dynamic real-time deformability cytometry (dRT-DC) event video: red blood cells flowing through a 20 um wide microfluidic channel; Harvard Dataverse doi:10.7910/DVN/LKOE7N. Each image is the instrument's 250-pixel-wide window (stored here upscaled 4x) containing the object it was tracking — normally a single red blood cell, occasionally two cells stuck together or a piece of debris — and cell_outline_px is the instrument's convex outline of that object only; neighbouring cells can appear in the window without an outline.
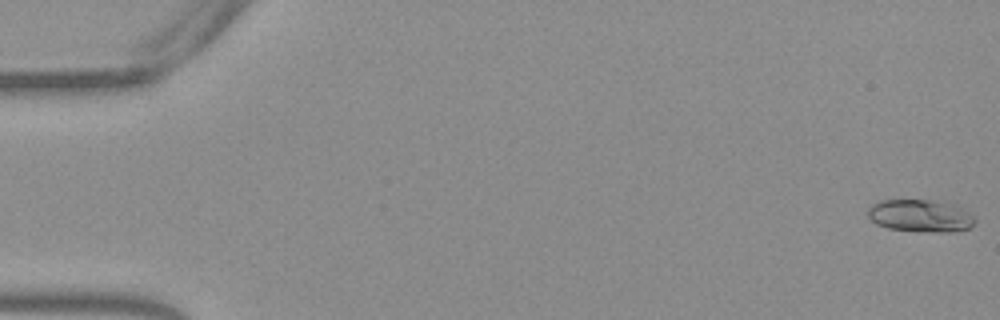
{"species": "Egyptian fruit bat (a non-hibernating species)", "species_latin": "Rousettus aegyptiacus", "temperature_condition": "warm", "stored_images_in_passage": 54, "camera_frame_rate_fps": 3000, "um_per_image_px": 0.085, "frame": {"image": 1, "passage_image": 1, "time_ms": 0.0, "image_size_px": [1000, 320], "cell_outline_px": [[976, 220], [968, 228], [956, 232], [932, 232], [888, 228], [876, 224], [868, 216], [868, 208], [872, 204], [880, 200], [944, 200], [956, 204], [976, 216]], "centroid_in_image_um": [78.29, 18.32], "position_along_channel_um": 6.7, "area_um2": 20.58}}
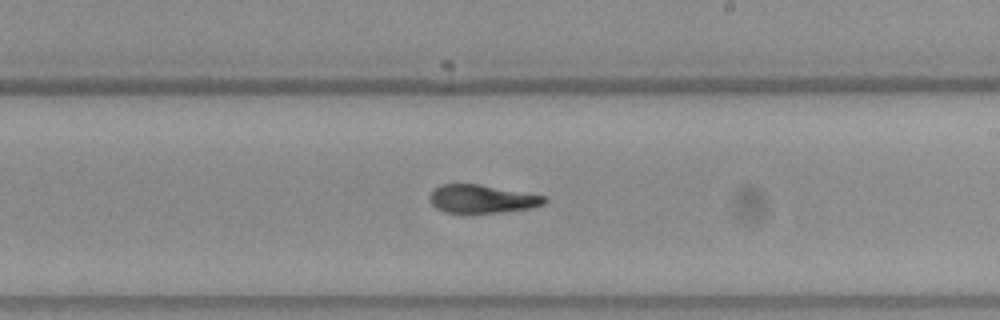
{"frame": {"image": 2, "passage_image": 32, "time_ms": 10.333, "image_size_px": [1000, 320], "cell_outline_px": [[548, 200], [544, 204], [532, 208], [500, 212], [444, 212], [436, 208], [428, 200], [428, 196], [440, 184], [480, 184], [548, 196]], "centroid_in_image_um": [41.0, 16.9], "position_along_channel_um": 248.0, "area_um2": 18.96}}
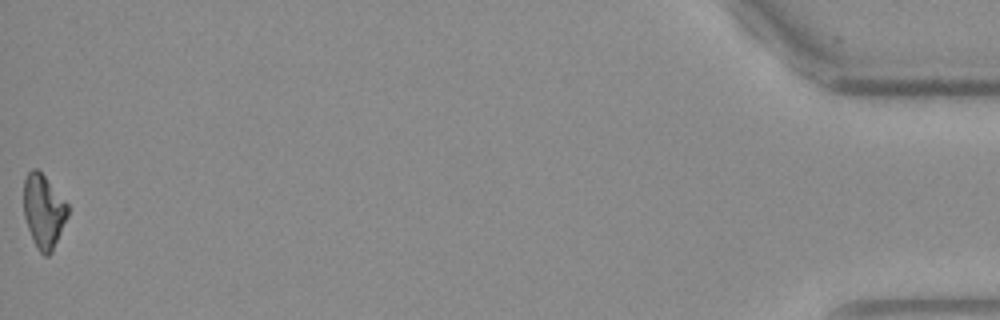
{"frame": {"image": 3, "passage_image": 54, "time_ms": 17.667, "image_size_px": [1000, 320], "cell_outline_px": [[68, 216], [52, 252], [48, 256], [44, 256], [36, 248], [32, 240], [24, 216], [24, 180], [28, 172], [32, 168], [36, 168], [44, 176], [68, 204]], "centroid_in_image_um": [3.7, 17.98], "position_along_channel_um": 431.5, "area_um2": 18.84}, "authors_computed_cell_mechanics": {"area_um2": 19.4786, "velocity_mm_per_s": 3.8285, "shape_relaxation_time_tau1_ms": 6.9646, "shape_relaxation_time_tau2_ms": 2.4799, "deformation_change_tau1": 0.2104, "deformation_change_tau2": 0.0686}}